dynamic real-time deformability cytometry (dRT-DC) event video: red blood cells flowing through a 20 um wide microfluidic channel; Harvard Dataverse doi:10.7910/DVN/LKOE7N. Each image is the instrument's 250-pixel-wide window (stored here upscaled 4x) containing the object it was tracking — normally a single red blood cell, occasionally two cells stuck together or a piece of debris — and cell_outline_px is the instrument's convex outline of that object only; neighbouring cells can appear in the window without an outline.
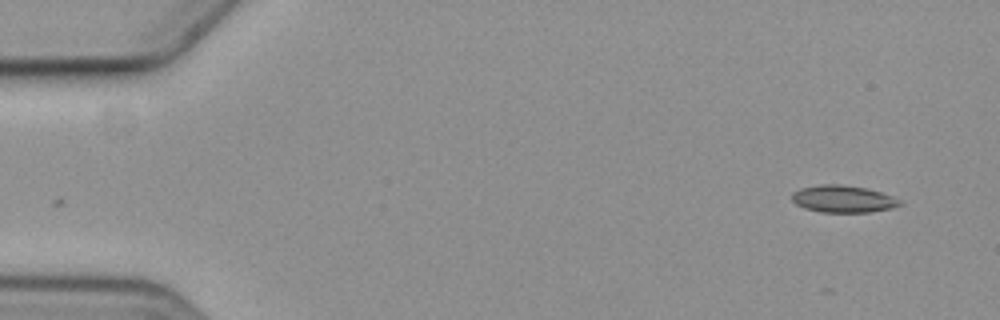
{"species": "common noctule bat (a hibernating species)", "species_latin": "Nyctalus noctula", "temperature_condition": "cold", "stored_images_in_passage": 43, "camera_frame_rate_fps": 3000, "um_per_image_px": 0.085, "animal": {"sex": "female", "body_mass_g": 19.3, "forearm_length_mm": 54.1}, "frame": {"image": 1, "passage_image": 1, "time_ms": 0.0, "image_size_px": [1000, 320], "cell_outline_px": [[904, 204], [888, 208], [868, 212], [820, 212], [804, 208], [796, 204], [792, 200], [792, 192], [800, 188], [820, 184], [840, 184], [868, 188], [892, 196], [900, 200]], "centroid_in_image_um": [71.63, 16.9], "position_along_channel_um": 13.4, "area_um2": 17.05}}
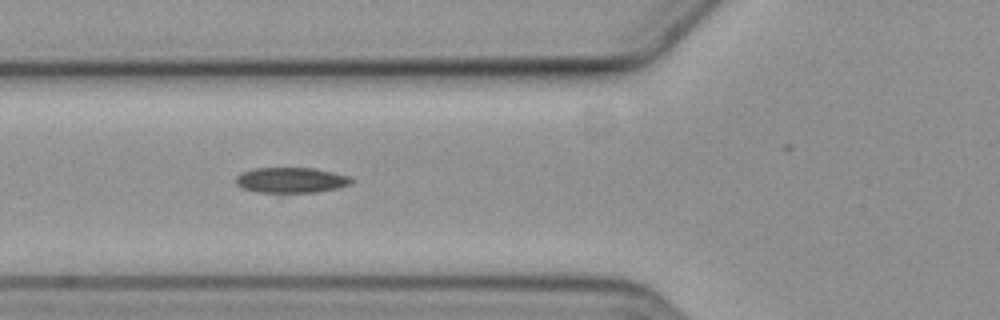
{"frame": {"image": 2, "passage_image": 19, "time_ms": 6.0, "image_size_px": [1000, 320], "cell_outline_px": [[352, 184], [336, 188], [316, 192], [256, 192], [244, 188], [236, 184], [236, 176], [240, 172], [252, 168], [316, 168], [352, 176]], "centroid_in_image_um": [24.75, 15.29], "position_along_channel_um": 101.0, "area_um2": 17.22}}
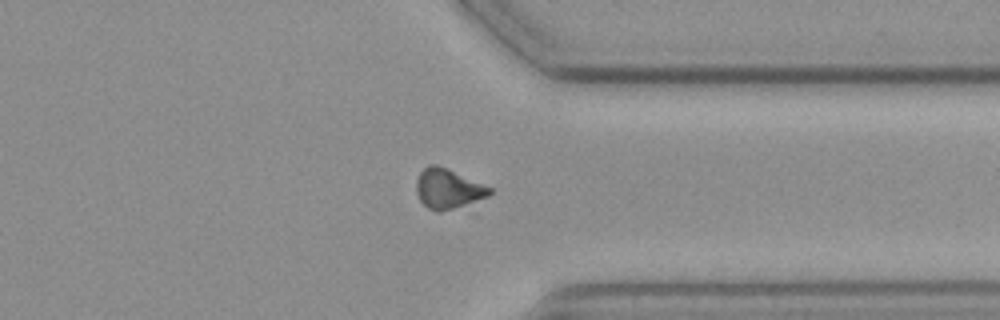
{"frame": {"image": 3, "passage_image": 42, "time_ms": 13.667, "image_size_px": [1000, 320], "cell_outline_px": [[492, 192], [488, 196], [452, 208], [436, 212], [428, 208], [420, 200], [416, 192], [416, 180], [420, 172], [428, 164], [436, 164], [448, 168], [492, 188]], "centroid_in_image_um": [38.05, 16.01], "position_along_channel_um": 373.4, "area_um2": 16.76}}